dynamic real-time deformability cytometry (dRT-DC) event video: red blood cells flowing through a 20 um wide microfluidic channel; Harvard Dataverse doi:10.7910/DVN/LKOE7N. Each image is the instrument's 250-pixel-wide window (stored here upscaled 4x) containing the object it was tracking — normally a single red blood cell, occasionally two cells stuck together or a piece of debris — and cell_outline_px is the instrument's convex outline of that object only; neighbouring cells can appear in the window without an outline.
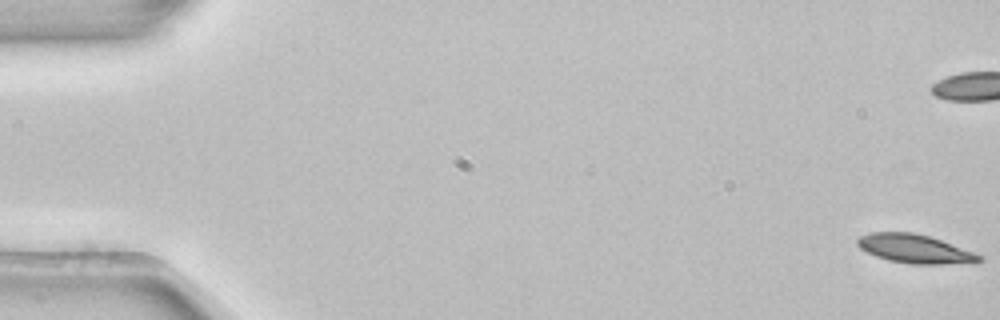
{"species": "common noctule bat (a hibernating species)", "species_latin": "Nyctalus noctula", "temperature_condition": "room temperature", "stored_images_in_passage": 55, "camera_frame_rate_fps": 3000, "um_per_image_px": 0.085, "animal": {"sex": "female", "body_mass_g": 22.7, "forearm_length_mm": 54.2}, "frame": {"image": 1, "passage_image": 1, "time_ms": 0.0, "image_size_px": [1000, 320], "cell_outline_px": [[984, 260], [976, 264], [912, 264], [888, 260], [876, 256], [860, 248], [856, 244], [856, 240], [860, 236], [868, 232], [912, 232], [932, 236], [984, 256]], "centroid_in_image_um": [77.84, 21.16], "position_along_channel_um": 7.2, "area_um2": 20.87}, "authors_computed_cell_mechanics": {"area_um2": 20.8658, "velocity_mm_per_s": 3.8636, "shape_relaxation_time_tau1_ms": 2.6559, "shape_relaxation_time_tau2_ms": null, "deformation_change_tau1": 0.0855, "deformation_change_tau2": null}}